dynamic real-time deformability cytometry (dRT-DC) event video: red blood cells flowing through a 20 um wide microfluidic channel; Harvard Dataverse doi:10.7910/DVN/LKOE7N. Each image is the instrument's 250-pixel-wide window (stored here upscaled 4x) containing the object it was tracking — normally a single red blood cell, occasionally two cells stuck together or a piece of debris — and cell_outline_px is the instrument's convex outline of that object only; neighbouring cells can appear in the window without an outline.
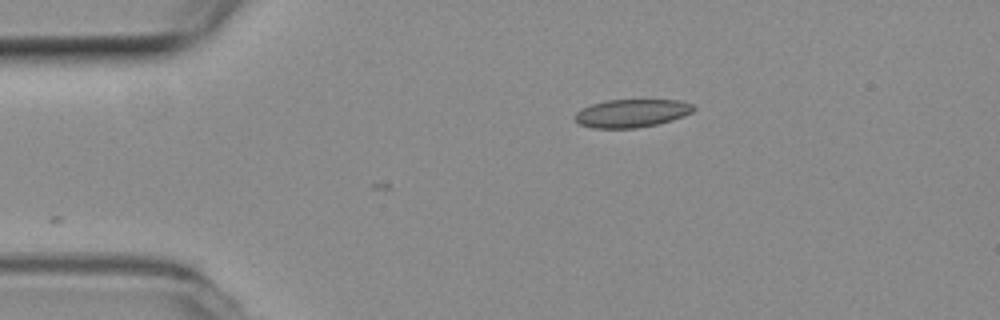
{"species": "common noctule bat (a hibernating species)", "species_latin": "Nyctalus noctula", "temperature_condition": "room temperature", "stored_images_in_passage": 2, "camera_frame_rate_fps": 3000, "um_per_image_px": 0.085, "animal": {"sex": "female", "body_mass_g": 19.3, "forearm_length_mm": 54.1}, "frame": {"image": 1, "passage_image": 2, "time_ms": 0.333, "image_size_px": [1000, 320], "cell_outline_px": [[696, 108], [692, 112], [684, 116], [672, 120], [656, 124], [636, 128], [592, 128], [580, 124], [576, 120], [576, 112], [580, 108], [592, 104], [608, 100], [676, 100], [692, 104]], "centroid_in_image_um": [53.69, 9.62], "position_along_channel_um": 31.3, "area_um2": 19.31}}